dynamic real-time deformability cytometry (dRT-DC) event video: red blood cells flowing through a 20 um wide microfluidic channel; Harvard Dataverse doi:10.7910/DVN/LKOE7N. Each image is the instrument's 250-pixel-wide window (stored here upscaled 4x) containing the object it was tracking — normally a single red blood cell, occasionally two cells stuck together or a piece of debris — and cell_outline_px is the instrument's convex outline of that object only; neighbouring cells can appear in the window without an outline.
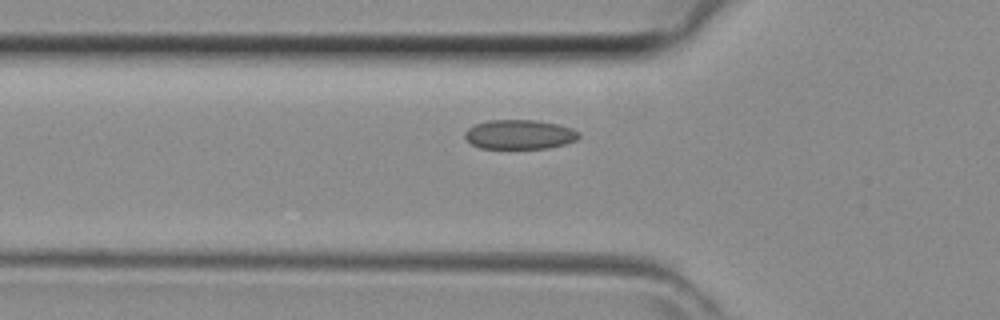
{"species": "common noctule bat (a hibernating species)", "species_latin": "Nyctalus noctula", "temperature_condition": "room temperature", "stored_images_in_passage": 36, "camera_frame_rate_fps": 3000, "um_per_image_px": 0.085, "animal": {"sex": "female", "body_mass_g": 29.2, "forearm_length_mm": 56.3}, "frame": {"image": 1, "passage_image": 9, "time_ms": 2.667, "image_size_px": [1000, 320], "cell_outline_px": [[580, 136], [576, 140], [564, 144], [548, 148], [480, 148], [472, 144], [464, 136], [464, 132], [468, 128], [476, 124], [488, 120], [536, 120], [560, 124], [572, 128], [580, 132]], "centroid_in_image_um": [44.18, 11.42], "position_along_channel_um": 81.6, "area_um2": 19.59}}
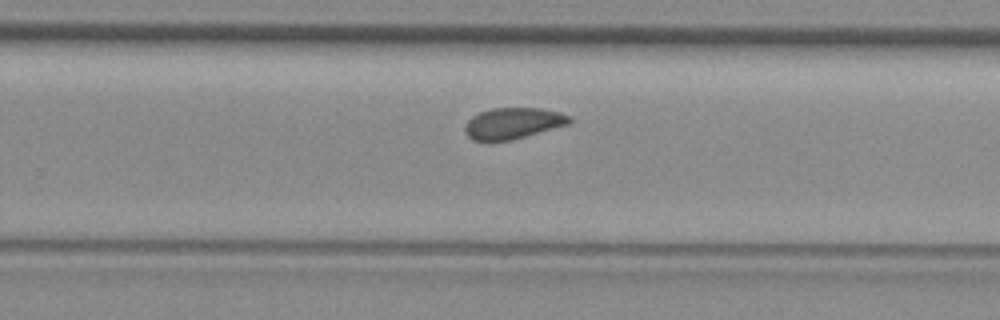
{"frame": {"image": 2, "passage_image": 22, "time_ms": 7.0, "image_size_px": [1000, 320], "cell_outline_px": [[572, 120], [568, 124], [512, 140], [472, 140], [464, 132], [464, 128], [468, 120], [472, 116], [480, 112], [492, 108], [540, 108], [560, 112], [568, 116]], "centroid_in_image_um": [43.58, 10.47], "position_along_channel_um": 286.2, "area_um2": 18.79}}
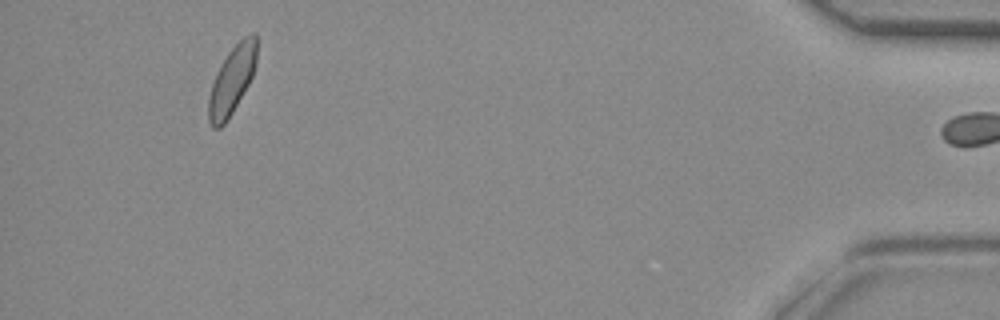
{"frame": {"image": 3, "passage_image": 35, "time_ms": 11.333, "image_size_px": [1000, 320], "cell_outline_px": [[256, 64], [252, 76], [248, 84], [232, 112], [224, 124], [220, 128], [212, 128], [208, 120], [208, 100], [212, 84], [216, 72], [228, 52], [244, 36], [252, 32], [256, 36]], "centroid_in_image_um": [19.7, 6.82], "position_along_channel_um": 415.5, "area_um2": 18.79}}